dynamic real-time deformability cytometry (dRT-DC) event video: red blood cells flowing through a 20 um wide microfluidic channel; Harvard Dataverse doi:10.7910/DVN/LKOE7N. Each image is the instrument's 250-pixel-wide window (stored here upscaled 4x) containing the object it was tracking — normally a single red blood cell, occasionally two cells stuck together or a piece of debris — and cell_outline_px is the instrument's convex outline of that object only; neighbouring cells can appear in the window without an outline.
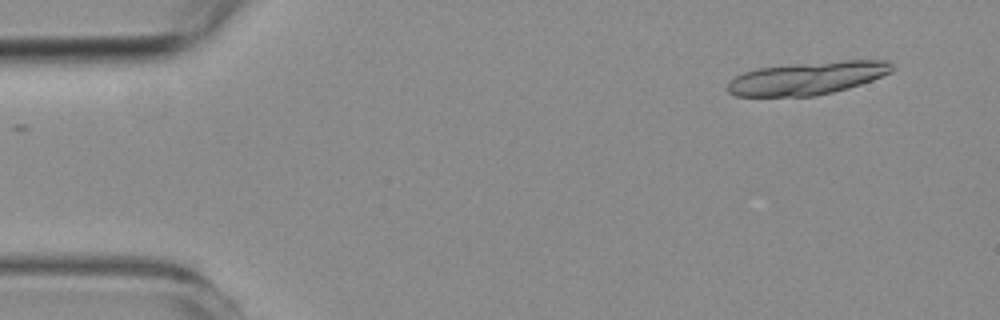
{"species": "common noctule bat (a hibernating species)", "species_latin": "Nyctalus noctula", "temperature_condition": "room temperature", "stored_images_in_passage": 15, "camera_frame_rate_fps": 3000, "um_per_image_px": 0.085, "animal": {"sex": "female", "body_mass_g": 19.3, "forearm_length_mm": 54.1}, "frame": {"image": 1, "passage_image": 1, "time_ms": 0.0, "image_size_px": [1000, 320], "cell_outline_px": [[892, 72], [872, 80], [848, 88], [816, 96], [736, 96], [728, 92], [728, 80], [744, 72], [756, 68], [792, 64], [844, 60], [888, 60], [892, 64]], "centroid_in_image_um": [68.61, 6.64], "position_along_channel_um": 16.4, "area_um2": 31.56}}